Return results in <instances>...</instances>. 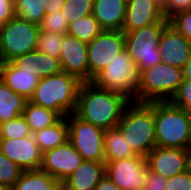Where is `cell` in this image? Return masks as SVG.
<instances>
[{"label":"cell","instance_id":"4fadbf2b","mask_svg":"<svg viewBox=\"0 0 191 190\" xmlns=\"http://www.w3.org/2000/svg\"><path fill=\"white\" fill-rule=\"evenodd\" d=\"M191 149L154 147L147 155L149 170L166 178L188 170Z\"/></svg>","mask_w":191,"mask_h":190},{"label":"cell","instance_id":"44dd1931","mask_svg":"<svg viewBox=\"0 0 191 190\" xmlns=\"http://www.w3.org/2000/svg\"><path fill=\"white\" fill-rule=\"evenodd\" d=\"M127 0H94L93 16L104 30H122Z\"/></svg>","mask_w":191,"mask_h":190},{"label":"cell","instance_id":"7bdbcfd3","mask_svg":"<svg viewBox=\"0 0 191 190\" xmlns=\"http://www.w3.org/2000/svg\"><path fill=\"white\" fill-rule=\"evenodd\" d=\"M161 9L166 6L167 0H153Z\"/></svg>","mask_w":191,"mask_h":190},{"label":"cell","instance_id":"cb8c5ba5","mask_svg":"<svg viewBox=\"0 0 191 190\" xmlns=\"http://www.w3.org/2000/svg\"><path fill=\"white\" fill-rule=\"evenodd\" d=\"M27 101L0 79V125L22 115Z\"/></svg>","mask_w":191,"mask_h":190},{"label":"cell","instance_id":"b9f144b4","mask_svg":"<svg viewBox=\"0 0 191 190\" xmlns=\"http://www.w3.org/2000/svg\"><path fill=\"white\" fill-rule=\"evenodd\" d=\"M183 80H191V54L183 69Z\"/></svg>","mask_w":191,"mask_h":190},{"label":"cell","instance_id":"4dcf8cb0","mask_svg":"<svg viewBox=\"0 0 191 190\" xmlns=\"http://www.w3.org/2000/svg\"><path fill=\"white\" fill-rule=\"evenodd\" d=\"M94 0H66L61 12L70 23L93 13Z\"/></svg>","mask_w":191,"mask_h":190},{"label":"cell","instance_id":"7c38bea8","mask_svg":"<svg viewBox=\"0 0 191 190\" xmlns=\"http://www.w3.org/2000/svg\"><path fill=\"white\" fill-rule=\"evenodd\" d=\"M81 154L67 140L64 144L48 150L42 155L40 169L54 177L59 182L65 180L83 162Z\"/></svg>","mask_w":191,"mask_h":190},{"label":"cell","instance_id":"3957f363","mask_svg":"<svg viewBox=\"0 0 191 190\" xmlns=\"http://www.w3.org/2000/svg\"><path fill=\"white\" fill-rule=\"evenodd\" d=\"M81 84L77 77L61 71L41 78L29 101L67 117L76 110Z\"/></svg>","mask_w":191,"mask_h":190},{"label":"cell","instance_id":"8d00e7d4","mask_svg":"<svg viewBox=\"0 0 191 190\" xmlns=\"http://www.w3.org/2000/svg\"><path fill=\"white\" fill-rule=\"evenodd\" d=\"M166 190H191V174L188 170L168 178Z\"/></svg>","mask_w":191,"mask_h":190},{"label":"cell","instance_id":"9c48e42d","mask_svg":"<svg viewBox=\"0 0 191 190\" xmlns=\"http://www.w3.org/2000/svg\"><path fill=\"white\" fill-rule=\"evenodd\" d=\"M68 140L81 154L83 160L104 161V134L105 130L82 120L75 113L69 114Z\"/></svg>","mask_w":191,"mask_h":190},{"label":"cell","instance_id":"ac0fdd59","mask_svg":"<svg viewBox=\"0 0 191 190\" xmlns=\"http://www.w3.org/2000/svg\"><path fill=\"white\" fill-rule=\"evenodd\" d=\"M104 175L105 162L84 160L62 184L65 190H95Z\"/></svg>","mask_w":191,"mask_h":190},{"label":"cell","instance_id":"f1b7e54d","mask_svg":"<svg viewBox=\"0 0 191 190\" xmlns=\"http://www.w3.org/2000/svg\"><path fill=\"white\" fill-rule=\"evenodd\" d=\"M63 36V34L39 31L36 50L59 59Z\"/></svg>","mask_w":191,"mask_h":190},{"label":"cell","instance_id":"e575fe53","mask_svg":"<svg viewBox=\"0 0 191 190\" xmlns=\"http://www.w3.org/2000/svg\"><path fill=\"white\" fill-rule=\"evenodd\" d=\"M169 24L186 39L191 41V9L180 12L169 20Z\"/></svg>","mask_w":191,"mask_h":190},{"label":"cell","instance_id":"7402d4cb","mask_svg":"<svg viewBox=\"0 0 191 190\" xmlns=\"http://www.w3.org/2000/svg\"><path fill=\"white\" fill-rule=\"evenodd\" d=\"M33 136L42 153L64 144L68 140L67 118L61 117L52 126L33 133Z\"/></svg>","mask_w":191,"mask_h":190},{"label":"cell","instance_id":"ba28073f","mask_svg":"<svg viewBox=\"0 0 191 190\" xmlns=\"http://www.w3.org/2000/svg\"><path fill=\"white\" fill-rule=\"evenodd\" d=\"M39 31V25L16 16L0 26V63L35 51Z\"/></svg>","mask_w":191,"mask_h":190},{"label":"cell","instance_id":"484cf974","mask_svg":"<svg viewBox=\"0 0 191 190\" xmlns=\"http://www.w3.org/2000/svg\"><path fill=\"white\" fill-rule=\"evenodd\" d=\"M59 183L41 169L23 171L13 190H52Z\"/></svg>","mask_w":191,"mask_h":190},{"label":"cell","instance_id":"4316f807","mask_svg":"<svg viewBox=\"0 0 191 190\" xmlns=\"http://www.w3.org/2000/svg\"><path fill=\"white\" fill-rule=\"evenodd\" d=\"M103 30L93 14H90L70 22L67 34L89 43Z\"/></svg>","mask_w":191,"mask_h":190},{"label":"cell","instance_id":"5b68a950","mask_svg":"<svg viewBox=\"0 0 191 190\" xmlns=\"http://www.w3.org/2000/svg\"><path fill=\"white\" fill-rule=\"evenodd\" d=\"M183 81L182 69L158 63L139 74L136 102L169 101Z\"/></svg>","mask_w":191,"mask_h":190},{"label":"cell","instance_id":"d590c367","mask_svg":"<svg viewBox=\"0 0 191 190\" xmlns=\"http://www.w3.org/2000/svg\"><path fill=\"white\" fill-rule=\"evenodd\" d=\"M191 9V0H167L166 6L162 9L166 20H170L176 14Z\"/></svg>","mask_w":191,"mask_h":190},{"label":"cell","instance_id":"bcb514c9","mask_svg":"<svg viewBox=\"0 0 191 190\" xmlns=\"http://www.w3.org/2000/svg\"><path fill=\"white\" fill-rule=\"evenodd\" d=\"M188 171L191 174V154H190L189 161H188Z\"/></svg>","mask_w":191,"mask_h":190},{"label":"cell","instance_id":"5bb4252c","mask_svg":"<svg viewBox=\"0 0 191 190\" xmlns=\"http://www.w3.org/2000/svg\"><path fill=\"white\" fill-rule=\"evenodd\" d=\"M87 46L88 43L74 36H63L59 56L61 70L77 77L81 82H89Z\"/></svg>","mask_w":191,"mask_h":190},{"label":"cell","instance_id":"6da1fadb","mask_svg":"<svg viewBox=\"0 0 191 190\" xmlns=\"http://www.w3.org/2000/svg\"><path fill=\"white\" fill-rule=\"evenodd\" d=\"M132 100L123 93L102 89L92 82H82L75 114L104 130L115 128Z\"/></svg>","mask_w":191,"mask_h":190},{"label":"cell","instance_id":"f35d334b","mask_svg":"<svg viewBox=\"0 0 191 190\" xmlns=\"http://www.w3.org/2000/svg\"><path fill=\"white\" fill-rule=\"evenodd\" d=\"M14 0H0V26L15 17Z\"/></svg>","mask_w":191,"mask_h":190},{"label":"cell","instance_id":"d6a6232c","mask_svg":"<svg viewBox=\"0 0 191 190\" xmlns=\"http://www.w3.org/2000/svg\"><path fill=\"white\" fill-rule=\"evenodd\" d=\"M24 170L0 152V183L13 186Z\"/></svg>","mask_w":191,"mask_h":190},{"label":"cell","instance_id":"83f0119b","mask_svg":"<svg viewBox=\"0 0 191 190\" xmlns=\"http://www.w3.org/2000/svg\"><path fill=\"white\" fill-rule=\"evenodd\" d=\"M15 16L40 25L46 12L43 0H14Z\"/></svg>","mask_w":191,"mask_h":190},{"label":"cell","instance_id":"7a4b0ae2","mask_svg":"<svg viewBox=\"0 0 191 190\" xmlns=\"http://www.w3.org/2000/svg\"><path fill=\"white\" fill-rule=\"evenodd\" d=\"M136 155L147 157L156 147L154 101H131L116 126Z\"/></svg>","mask_w":191,"mask_h":190},{"label":"cell","instance_id":"277c9868","mask_svg":"<svg viewBox=\"0 0 191 190\" xmlns=\"http://www.w3.org/2000/svg\"><path fill=\"white\" fill-rule=\"evenodd\" d=\"M156 146L191 149V113L170 101H154Z\"/></svg>","mask_w":191,"mask_h":190},{"label":"cell","instance_id":"836d02e7","mask_svg":"<svg viewBox=\"0 0 191 190\" xmlns=\"http://www.w3.org/2000/svg\"><path fill=\"white\" fill-rule=\"evenodd\" d=\"M169 101L173 105L191 113V80H183L177 92Z\"/></svg>","mask_w":191,"mask_h":190},{"label":"cell","instance_id":"60d3db41","mask_svg":"<svg viewBox=\"0 0 191 190\" xmlns=\"http://www.w3.org/2000/svg\"><path fill=\"white\" fill-rule=\"evenodd\" d=\"M95 190H121L106 174L96 185Z\"/></svg>","mask_w":191,"mask_h":190},{"label":"cell","instance_id":"d6986e66","mask_svg":"<svg viewBox=\"0 0 191 190\" xmlns=\"http://www.w3.org/2000/svg\"><path fill=\"white\" fill-rule=\"evenodd\" d=\"M10 62L23 72L33 73L40 79L62 71L58 58L37 50L18 56Z\"/></svg>","mask_w":191,"mask_h":190},{"label":"cell","instance_id":"ab89813d","mask_svg":"<svg viewBox=\"0 0 191 190\" xmlns=\"http://www.w3.org/2000/svg\"><path fill=\"white\" fill-rule=\"evenodd\" d=\"M66 0H43V6L46 14L54 13L60 11Z\"/></svg>","mask_w":191,"mask_h":190},{"label":"cell","instance_id":"2e32d148","mask_svg":"<svg viewBox=\"0 0 191 190\" xmlns=\"http://www.w3.org/2000/svg\"><path fill=\"white\" fill-rule=\"evenodd\" d=\"M158 50L162 63L183 69L191 54V41L169 25L161 36Z\"/></svg>","mask_w":191,"mask_h":190},{"label":"cell","instance_id":"f546056e","mask_svg":"<svg viewBox=\"0 0 191 190\" xmlns=\"http://www.w3.org/2000/svg\"><path fill=\"white\" fill-rule=\"evenodd\" d=\"M29 135H32V132L23 115L0 125V139L25 138Z\"/></svg>","mask_w":191,"mask_h":190},{"label":"cell","instance_id":"ee69618b","mask_svg":"<svg viewBox=\"0 0 191 190\" xmlns=\"http://www.w3.org/2000/svg\"><path fill=\"white\" fill-rule=\"evenodd\" d=\"M0 190H13V186H10L8 184L0 183Z\"/></svg>","mask_w":191,"mask_h":190},{"label":"cell","instance_id":"603a6c76","mask_svg":"<svg viewBox=\"0 0 191 190\" xmlns=\"http://www.w3.org/2000/svg\"><path fill=\"white\" fill-rule=\"evenodd\" d=\"M103 143L105 163L136 156L131 145L128 144L117 127L105 130Z\"/></svg>","mask_w":191,"mask_h":190},{"label":"cell","instance_id":"8992f818","mask_svg":"<svg viewBox=\"0 0 191 190\" xmlns=\"http://www.w3.org/2000/svg\"><path fill=\"white\" fill-rule=\"evenodd\" d=\"M169 20L152 23L147 26L124 32L125 50L137 66L138 73L161 63L158 50L164 30L169 26Z\"/></svg>","mask_w":191,"mask_h":190},{"label":"cell","instance_id":"74e56055","mask_svg":"<svg viewBox=\"0 0 191 190\" xmlns=\"http://www.w3.org/2000/svg\"><path fill=\"white\" fill-rule=\"evenodd\" d=\"M168 178L148 171L145 176V184L143 190H166Z\"/></svg>","mask_w":191,"mask_h":190},{"label":"cell","instance_id":"d4e9b609","mask_svg":"<svg viewBox=\"0 0 191 190\" xmlns=\"http://www.w3.org/2000/svg\"><path fill=\"white\" fill-rule=\"evenodd\" d=\"M33 133L52 126L61 117L54 111L27 101L22 114Z\"/></svg>","mask_w":191,"mask_h":190},{"label":"cell","instance_id":"9a60e30c","mask_svg":"<svg viewBox=\"0 0 191 190\" xmlns=\"http://www.w3.org/2000/svg\"><path fill=\"white\" fill-rule=\"evenodd\" d=\"M0 152L16 163L24 171L40 169L42 155L35 138L0 139Z\"/></svg>","mask_w":191,"mask_h":190},{"label":"cell","instance_id":"8fae6325","mask_svg":"<svg viewBox=\"0 0 191 190\" xmlns=\"http://www.w3.org/2000/svg\"><path fill=\"white\" fill-rule=\"evenodd\" d=\"M148 171L147 160L140 155L105 163V174L121 190H143Z\"/></svg>","mask_w":191,"mask_h":190},{"label":"cell","instance_id":"f6af8a7d","mask_svg":"<svg viewBox=\"0 0 191 190\" xmlns=\"http://www.w3.org/2000/svg\"><path fill=\"white\" fill-rule=\"evenodd\" d=\"M52 190H65L62 182H59Z\"/></svg>","mask_w":191,"mask_h":190},{"label":"cell","instance_id":"e0dca14e","mask_svg":"<svg viewBox=\"0 0 191 190\" xmlns=\"http://www.w3.org/2000/svg\"><path fill=\"white\" fill-rule=\"evenodd\" d=\"M165 20L162 9L153 0H127L123 32L160 23Z\"/></svg>","mask_w":191,"mask_h":190},{"label":"cell","instance_id":"ffe728a7","mask_svg":"<svg viewBox=\"0 0 191 190\" xmlns=\"http://www.w3.org/2000/svg\"><path fill=\"white\" fill-rule=\"evenodd\" d=\"M0 79L15 93L23 96L28 101L40 81L38 76L33 73L23 72L11 62L0 63Z\"/></svg>","mask_w":191,"mask_h":190},{"label":"cell","instance_id":"52a82bcc","mask_svg":"<svg viewBox=\"0 0 191 190\" xmlns=\"http://www.w3.org/2000/svg\"><path fill=\"white\" fill-rule=\"evenodd\" d=\"M91 82L99 88L123 93L134 100L139 87V73L135 62L124 50L97 73Z\"/></svg>","mask_w":191,"mask_h":190},{"label":"cell","instance_id":"1f68e13d","mask_svg":"<svg viewBox=\"0 0 191 190\" xmlns=\"http://www.w3.org/2000/svg\"><path fill=\"white\" fill-rule=\"evenodd\" d=\"M39 26L40 31L66 35L68 32L69 23L60 10L54 13L45 14Z\"/></svg>","mask_w":191,"mask_h":190},{"label":"cell","instance_id":"30bf717a","mask_svg":"<svg viewBox=\"0 0 191 190\" xmlns=\"http://www.w3.org/2000/svg\"><path fill=\"white\" fill-rule=\"evenodd\" d=\"M125 50V34L122 30H103L87 46L89 82L119 53Z\"/></svg>","mask_w":191,"mask_h":190}]
</instances>
